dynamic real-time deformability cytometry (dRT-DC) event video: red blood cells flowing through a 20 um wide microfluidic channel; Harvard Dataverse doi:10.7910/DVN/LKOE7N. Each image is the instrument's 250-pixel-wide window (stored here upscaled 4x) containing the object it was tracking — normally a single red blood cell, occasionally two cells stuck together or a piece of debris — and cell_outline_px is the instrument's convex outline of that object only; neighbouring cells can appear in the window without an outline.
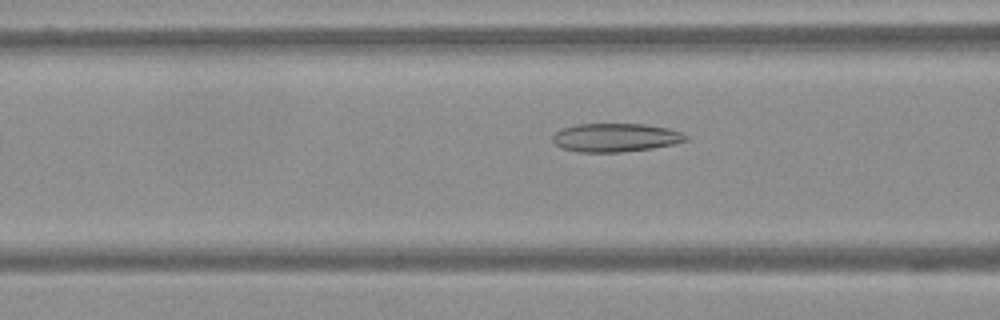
{"species": "Egyptian fruit bat (a non-hibernating species)", "species_latin": "Rousettus aegyptiacus", "temperature_condition": "warm", "stored_images_in_passage": 42, "camera_frame_rate_fps": 3000, "um_per_image_px": 0.085, "frame": {"image": 1, "passage_image": 6, "time_ms": 1.667, "image_size_px": [1000, 320], "cell_outline_px": [[688, 140], [676, 144], [652, 148], [620, 152], [580, 152], [560, 148], [552, 140], [552, 136], [556, 132], [564, 128], [576, 124], [644, 124], [668, 128], [680, 132], [688, 136]], "centroid_in_image_um": [52.33, 11.69], "position_along_channel_um": 114.3, "area_um2": 22.14}}
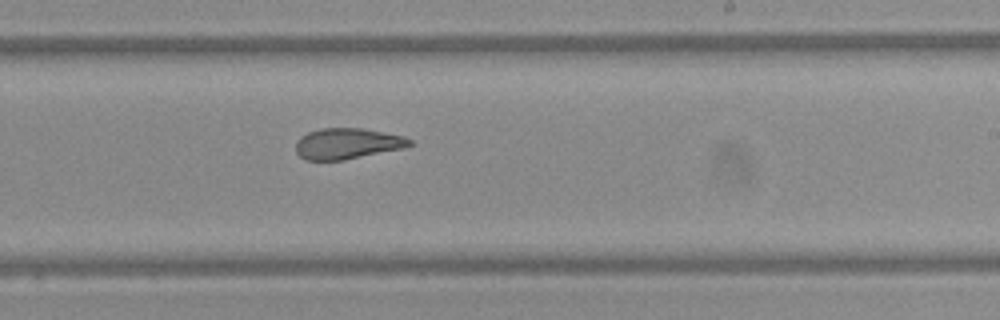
{"frame": {"image": 2, "passage_image": 19, "time_ms": 6.0, "image_size_px": [1000, 320], "cell_outline_px": [[412, 144], [404, 148], [344, 160], [304, 160], [296, 152], [296, 140], [300, 136], [308, 132], [320, 128], [360, 128], [404, 136], [412, 140]], "centroid_in_image_um": [29.49, 12.21], "position_along_channel_um": 259.5, "area_um2": 20.52}}
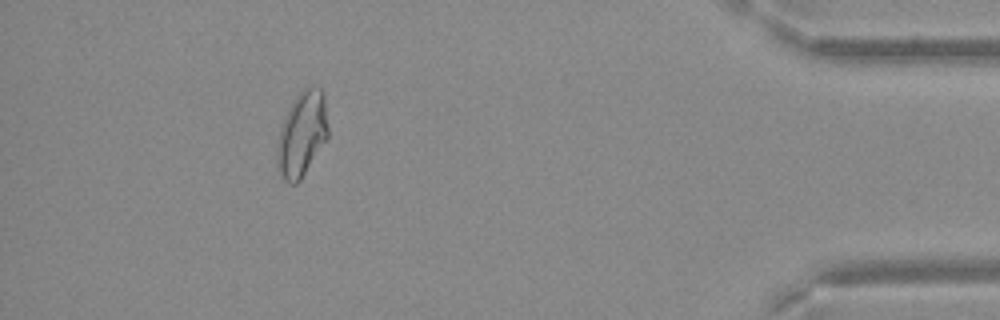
{"frame": {"image": 3, "passage_image": 37, "time_ms": 12.0, "image_size_px": [1000, 320], "cell_outline_px": [[328, 136], [300, 180], [296, 184], [292, 184], [284, 180], [280, 176], [276, 164], [276, 144], [280, 128], [288, 108], [292, 100], [308, 84], [312, 84], [320, 88], [324, 92], [328, 128]], "centroid_in_image_um": [25.64, 11.36], "position_along_channel_um": 409.6, "area_um2": 25.55}}